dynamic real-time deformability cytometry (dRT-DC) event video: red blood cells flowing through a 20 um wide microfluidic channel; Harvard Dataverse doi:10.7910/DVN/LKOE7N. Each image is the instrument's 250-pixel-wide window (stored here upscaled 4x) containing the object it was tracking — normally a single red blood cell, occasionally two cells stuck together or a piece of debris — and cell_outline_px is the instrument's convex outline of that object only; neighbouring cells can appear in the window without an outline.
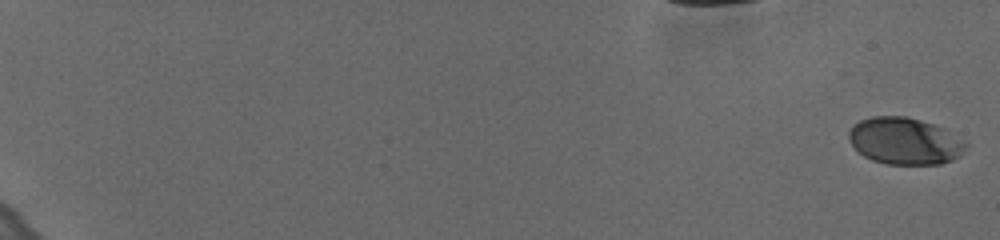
{"species": "human", "species_latin": "Homo sapiens", "temperature_condition": "cold", "stored_images_in_passage": 42, "camera_frame_rate_fps": 3000, "um_per_image_px": 0.085, "donor": {"sex": "female"}, "frame": {"image": 1, "passage_image": 1, "time_ms": 0.0, "image_size_px": [1000, 240], "cell_outline_px": [[968, 144], [960, 156], [952, 160], [940, 164], [888, 164], [872, 160], [864, 156], [852, 144], [848, 136], [848, 132], [852, 124], [860, 120], [872, 116], [904, 116], [920, 120], [944, 128]], "centroid_in_image_um": [76.89, 11.98], "position_along_channel_um": 8.1, "area_um2": 31.85}}
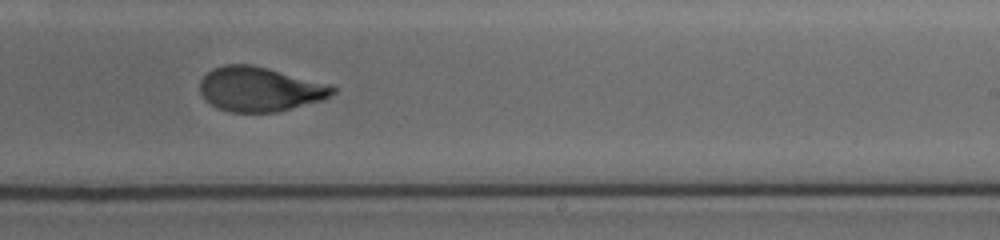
{"frame": {"image": 2, "passage_image": 25, "time_ms": 8.0, "image_size_px": [1000, 240], "cell_outline_px": [[336, 92], [324, 100], [276, 112], [228, 112], [212, 104], [200, 92], [200, 80], [212, 68], [224, 64], [252, 64], [268, 68], [336, 88]], "centroid_in_image_um": [22.04, 7.58], "position_along_channel_um": 267.0, "area_um2": 33.87}}
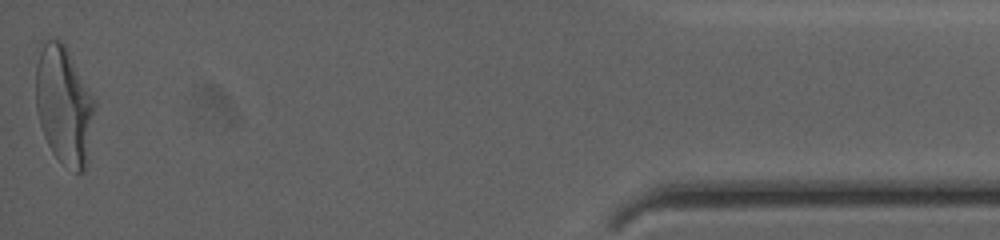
{"frame": {"image": 3, "passage_image": 42, "time_ms": 13.667, "image_size_px": [1000, 240], "cell_outline_px": [[96, 104], [88, 160], [84, 168], [80, 172], [76, 172], [60, 160], [52, 152], [44, 136], [36, 112], [36, 64], [40, 52], [44, 44], [48, 40], [60, 40], [64, 44], [96, 100]], "centroid_in_image_um": [5.46, 8.97], "position_along_channel_um": 429.7, "area_um2": 40.34}}